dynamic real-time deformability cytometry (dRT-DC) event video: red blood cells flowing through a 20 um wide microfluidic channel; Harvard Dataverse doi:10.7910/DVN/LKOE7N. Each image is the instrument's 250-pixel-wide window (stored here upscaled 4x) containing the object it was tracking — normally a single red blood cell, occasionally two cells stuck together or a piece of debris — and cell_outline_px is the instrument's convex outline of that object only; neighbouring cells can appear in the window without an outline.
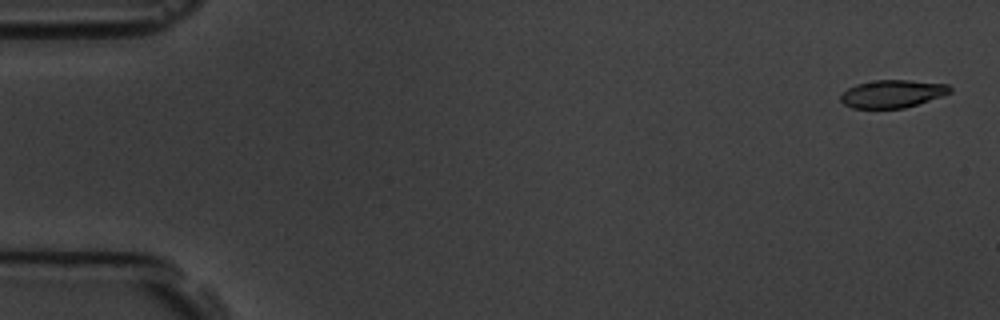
{"species": "common noctule bat (a hibernating species)", "species_latin": "Nyctalus noctula", "temperature_condition": "room temperature", "stored_images_in_passage": 5, "camera_frame_rate_fps": 3000, "um_per_image_px": 0.085, "animal": {"sex": "male", "body_mass_g": 19.5, "forearm_length_mm": 54.6}, "frame": {"image": 1, "passage_image": 1, "time_ms": 0.0, "image_size_px": [1000, 320], "cell_outline_px": [[952, 92], [904, 108], [852, 108], [844, 104], [840, 100], [840, 96], [848, 88], [856, 84], [876, 80], [908, 80], [948, 84], [952, 88]], "centroid_in_image_um": [75.84, 7.96], "position_along_channel_um": 9.2, "area_um2": 17.51}}
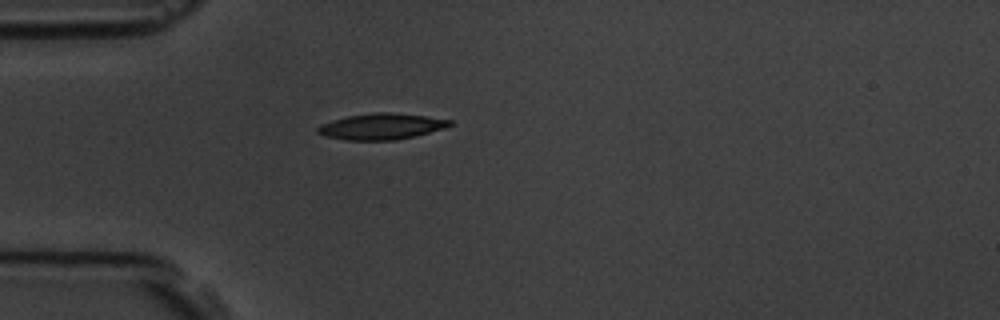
{"frame": {"image": 2, "passage_image": 5, "time_ms": 4.667, "image_size_px": [1000, 320], "cell_outline_px": [[452, 124], [444, 128], [396, 140], [344, 140], [324, 136], [316, 132], [316, 128], [320, 124], [348, 116], [372, 112], [388, 112], [424, 116], [452, 120]], "centroid_in_image_um": [32.36, 10.75], "position_along_channel_um": 52.6, "area_um2": 19.88}}